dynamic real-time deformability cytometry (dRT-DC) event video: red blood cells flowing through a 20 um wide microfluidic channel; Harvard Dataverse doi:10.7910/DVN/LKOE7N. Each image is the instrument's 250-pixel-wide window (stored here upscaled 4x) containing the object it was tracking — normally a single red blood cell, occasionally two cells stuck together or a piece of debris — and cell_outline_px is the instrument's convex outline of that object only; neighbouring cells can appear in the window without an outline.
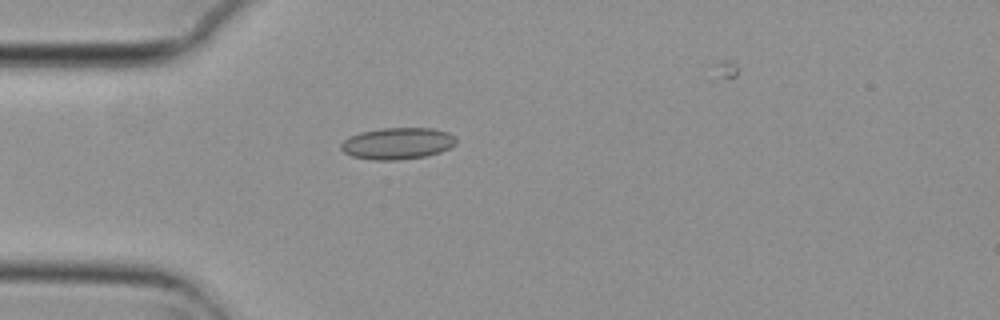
{"species": "common noctule bat (a hibernating species)", "species_latin": "Nyctalus noctula", "temperature_condition": "cold", "stored_images_in_passage": 5, "camera_frame_rate_fps": 3000, "um_per_image_px": 0.085, "animal": {"sex": "female", "body_mass_g": 29.2, "forearm_length_mm": 56.3}, "frame": {"image": 1, "passage_image": 5, "time_ms": 1.333, "image_size_px": [1000, 320], "cell_outline_px": [[456, 144], [440, 152], [424, 156], [396, 160], [372, 160], [352, 156], [344, 152], [340, 148], [340, 144], [348, 136], [360, 132], [380, 128], [432, 128], [448, 132], [456, 136]], "centroid_in_image_um": [33.77, 12.18], "position_along_channel_um": 51.2, "area_um2": 21.33}}